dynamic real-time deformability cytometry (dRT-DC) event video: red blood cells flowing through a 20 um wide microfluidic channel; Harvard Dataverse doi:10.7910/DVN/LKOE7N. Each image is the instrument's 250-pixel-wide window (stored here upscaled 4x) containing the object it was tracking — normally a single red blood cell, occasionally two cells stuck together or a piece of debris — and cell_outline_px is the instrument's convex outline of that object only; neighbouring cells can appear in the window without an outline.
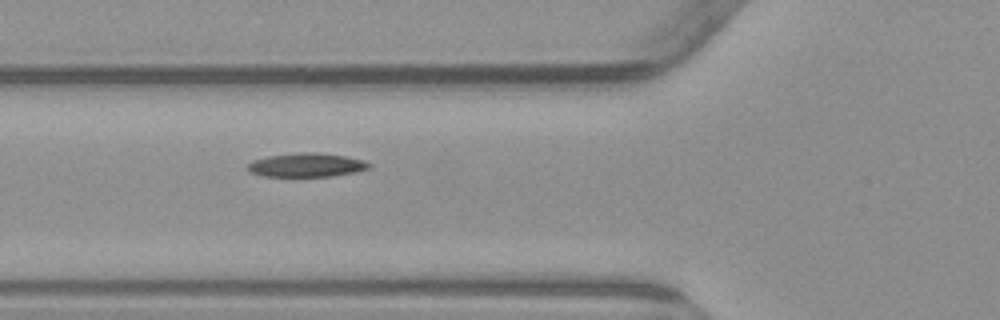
{"species": "common noctule bat (a hibernating species)", "species_latin": "Nyctalus noctula", "temperature_condition": "warm", "stored_images_in_passage": 6, "camera_frame_rate_fps": 3000, "um_per_image_px": 0.085, "animal": {"sex": "male", "body_mass_g": 23.1, "forearm_length_mm": 52.7}, "frame": {"image": 1, "passage_image": 6, "time_ms": 9.0, "image_size_px": [1000, 320], "cell_outline_px": [[372, 164], [368, 168], [356, 172], [332, 176], [264, 176], [252, 172], [248, 168], [248, 164], [252, 160], [268, 156], [300, 152], [316, 152], [344, 156], [364, 160]], "centroid_in_image_um": [26.08, 14.02], "position_along_channel_um": 99.7, "area_um2": 16.7}}